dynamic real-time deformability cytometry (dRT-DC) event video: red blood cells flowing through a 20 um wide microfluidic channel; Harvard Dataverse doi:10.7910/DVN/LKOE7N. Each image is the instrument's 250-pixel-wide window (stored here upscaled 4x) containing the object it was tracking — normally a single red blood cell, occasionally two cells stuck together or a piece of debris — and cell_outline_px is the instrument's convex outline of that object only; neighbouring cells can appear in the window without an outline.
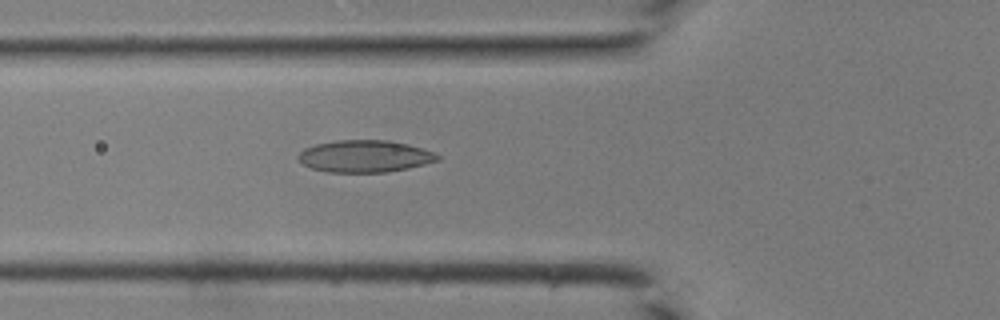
{"species": "common noctule bat (a hibernating species)", "species_latin": "Nyctalus noctula", "temperature_condition": "room temperature", "stored_images_in_passage": 35, "camera_frame_rate_fps": 3000, "um_per_image_px": 0.085, "animal": {"sex": "male", "body_mass_g": 19.0, "forearm_length_mm": 50.8}, "frame": {"image": 1, "passage_image": 8, "time_ms": 2.333, "image_size_px": [1000, 320], "cell_outline_px": [[440, 160], [408, 168], [384, 172], [328, 172], [312, 168], [304, 164], [296, 156], [304, 148], [316, 144], [336, 140], [388, 140], [408, 144], [432, 152], [440, 156]], "centroid_in_image_um": [30.99, 13.27], "position_along_channel_um": 94.8, "area_um2": 25.84}}
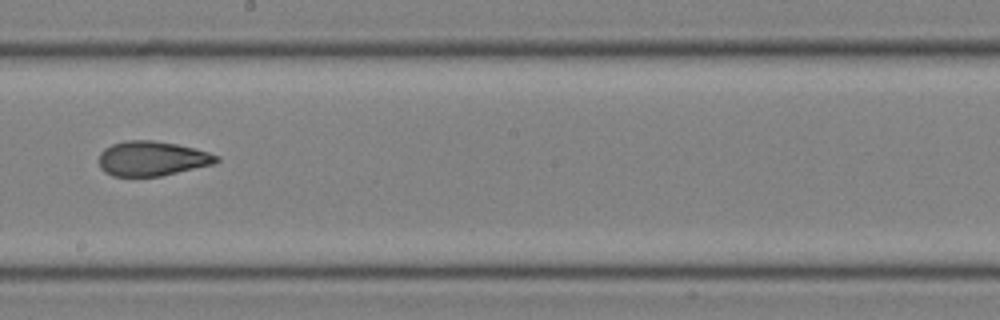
{"frame": {"image": 2, "passage_image": 17, "time_ms": 5.333, "image_size_px": [1000, 320], "cell_outline_px": [[220, 160], [212, 164], [160, 176], [112, 176], [104, 172], [100, 168], [100, 152], [104, 148], [112, 144], [128, 140], [152, 140], [176, 144], [196, 148], [220, 156]], "centroid_in_image_um": [12.91, 13.47], "position_along_channel_um": 235.3, "area_um2": 23.7}}
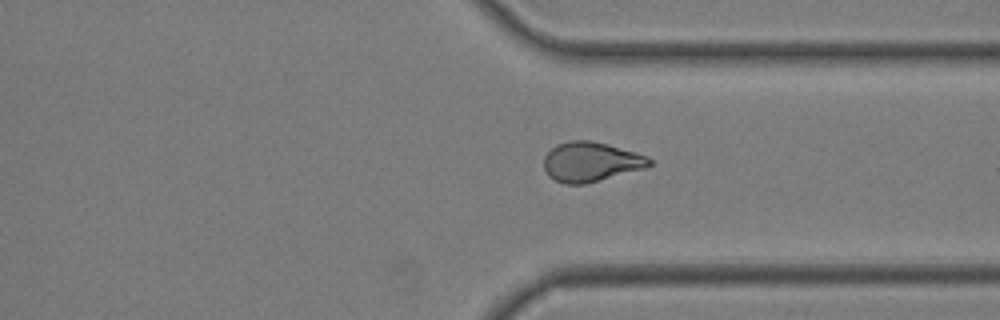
{"frame": {"image": 3, "passage_image": 25, "time_ms": 8.0, "image_size_px": [1000, 320], "cell_outline_px": [[652, 164], [644, 168], [584, 184], [564, 184], [548, 176], [544, 168], [544, 156], [556, 144], [572, 140], [592, 140], [608, 144], [648, 156], [652, 160]], "centroid_in_image_um": [50.2, 13.74], "position_along_channel_um": 361.2, "area_um2": 24.28}}